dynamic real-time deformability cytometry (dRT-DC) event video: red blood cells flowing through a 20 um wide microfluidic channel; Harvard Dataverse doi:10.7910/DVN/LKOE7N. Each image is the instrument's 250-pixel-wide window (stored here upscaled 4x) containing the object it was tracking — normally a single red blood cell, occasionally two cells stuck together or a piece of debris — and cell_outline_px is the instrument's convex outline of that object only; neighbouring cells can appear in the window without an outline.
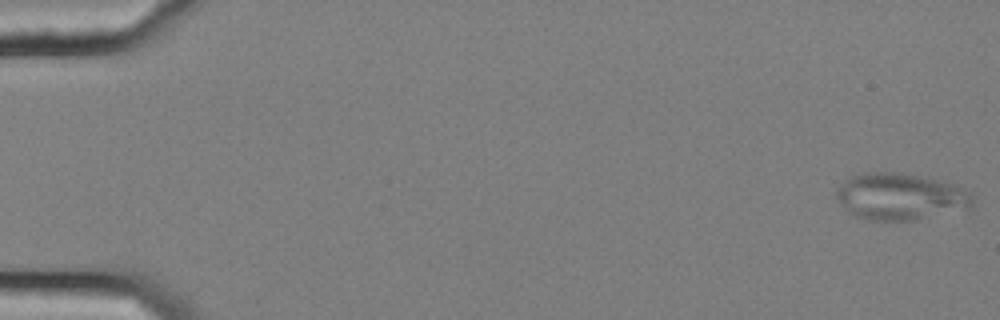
{"species": "common noctule bat (a hibernating species)", "species_latin": "Nyctalus noctula", "temperature_condition": "cold", "stored_images_in_passage": 56, "camera_frame_rate_fps": 3000, "um_per_image_px": 0.085, "animal": {"sex": "female", "body_mass_g": 25.1}, "frame": {"image": 1, "passage_image": 1, "time_ms": 0.0, "image_size_px": [1000, 320], "cell_outline_px": [[972, 204], [916, 220], [868, 220], [856, 216], [848, 212], [836, 200], [836, 192], [844, 180], [852, 176], [864, 172], [896, 172], [940, 180], [952, 184], [972, 192]], "centroid_in_image_um": [76.43, 16.69], "position_along_channel_um": 8.6, "area_um2": 36.41}}
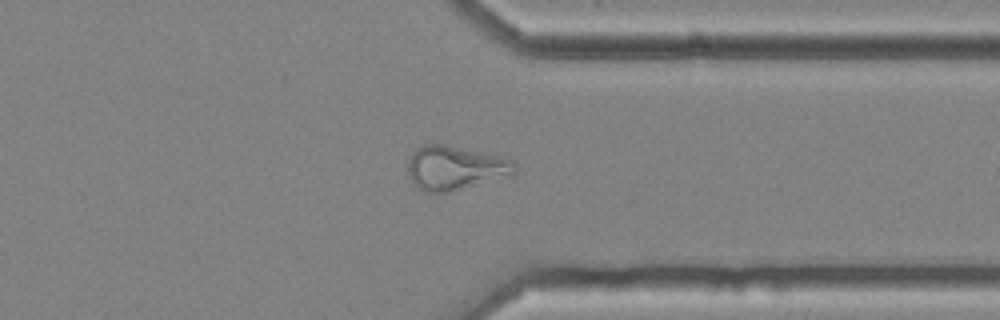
{"frame": {"image": 2, "passage_image": 44, "time_ms": 14.333, "image_size_px": [1000, 320], "cell_outline_px": [[516, 172], [512, 176], [452, 192], [424, 192], [412, 184], [408, 176], [408, 160], [412, 152], [416, 148], [424, 144], [444, 144], [500, 156], [512, 160], [516, 164]], "centroid_in_image_um": [38.68, 14.29], "position_along_channel_um": 372.7, "area_um2": 27.98}}
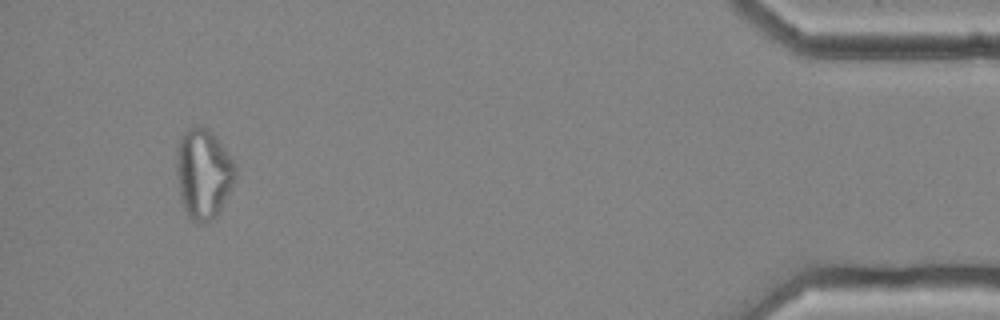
{"frame": {"image": 3, "passage_image": 53, "time_ms": 17.333, "image_size_px": [1000, 320], "cell_outline_px": [[236, 172], [232, 184], [220, 212], [204, 224], [192, 220], [188, 216], [180, 200], [176, 172], [176, 148], [180, 136], [188, 128], [200, 124], [208, 128], [216, 136], [228, 152], [236, 168]], "centroid_in_image_um": [17.25, 14.72], "position_along_channel_um": 417.9, "area_um2": 31.15}, "authors_computed_cell_mechanics": {"area_um2": 27.9752, "velocity_mm_per_s": 3.6463, "shape_relaxation_time_tau1_ms": null, "shape_relaxation_time_tau2_ms": 4.304, "deformation_change_tau1": null, "deformation_change_tau2": 0.1302}}